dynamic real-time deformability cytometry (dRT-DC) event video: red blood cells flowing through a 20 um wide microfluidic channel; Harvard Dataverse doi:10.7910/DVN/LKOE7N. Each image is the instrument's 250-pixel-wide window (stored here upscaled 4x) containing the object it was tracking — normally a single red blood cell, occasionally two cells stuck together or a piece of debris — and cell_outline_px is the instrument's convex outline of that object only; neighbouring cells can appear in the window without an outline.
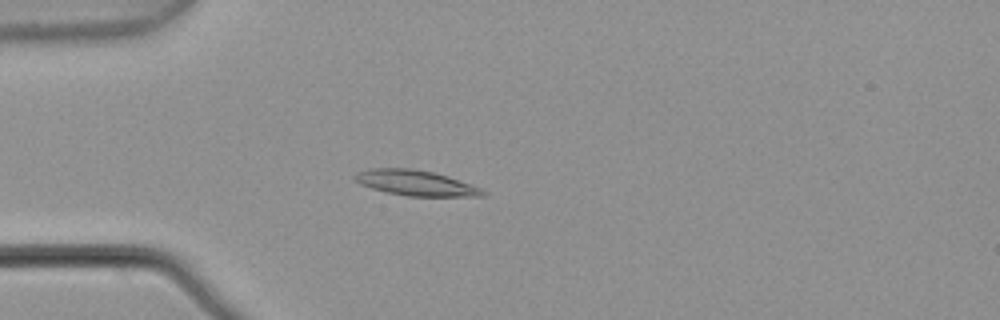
{"species": "common noctule bat (a hibernating species)", "species_latin": "Nyctalus noctula", "temperature_condition": "warm", "stored_images_in_passage": 3, "camera_frame_rate_fps": 3000, "um_per_image_px": 0.085, "animal": {"sex": "male", "body_mass_g": 21.5, "forearm_length_mm": 52.0}, "frame": {"image": 1, "passage_image": 3, "time_ms": 0.667, "image_size_px": [1000, 320], "cell_outline_px": [[488, 196], [408, 196], [388, 192], [372, 188], [360, 184], [352, 176], [356, 172], [372, 168], [412, 168], [432, 172], [448, 176], [480, 188], [488, 192]], "centroid_in_image_um": [35.34, 15.55], "position_along_channel_um": 49.7, "area_um2": 18.84}}